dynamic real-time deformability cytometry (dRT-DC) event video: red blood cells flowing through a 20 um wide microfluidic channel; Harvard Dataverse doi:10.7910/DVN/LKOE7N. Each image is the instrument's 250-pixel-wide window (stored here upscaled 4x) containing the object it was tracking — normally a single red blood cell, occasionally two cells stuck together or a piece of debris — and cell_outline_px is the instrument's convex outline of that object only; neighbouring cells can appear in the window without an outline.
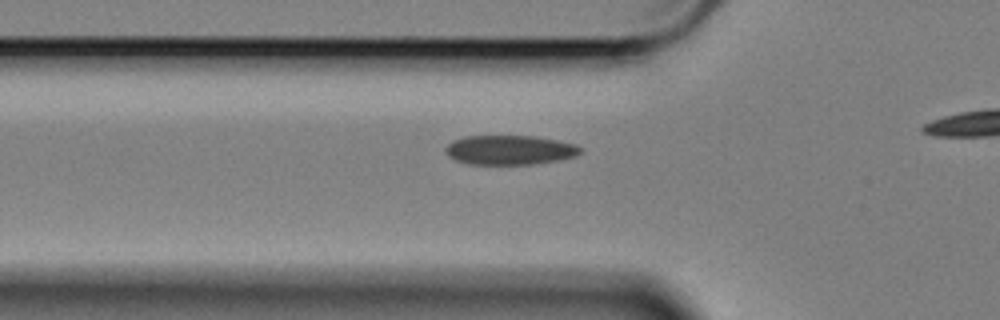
{"species": "Egyptian fruit bat (a non-hibernating species)", "species_latin": "Rousettus aegyptiacus", "temperature_condition": "cold", "stored_images_in_passage": 30, "camera_frame_rate_fps": 3000, "um_per_image_px": 0.085, "animal": {"sex": "female"}, "frame": {"image": 1, "passage_image": 2, "time_ms": 0.333, "image_size_px": [1000, 320], "cell_outline_px": [[580, 152], [576, 156], [560, 160], [532, 164], [468, 164], [456, 160], [448, 156], [444, 152], [444, 148], [452, 140], [464, 136], [536, 136], [556, 140], [572, 144], [580, 148]], "centroid_in_image_um": [43.26, 12.75], "position_along_channel_um": 82.5, "area_um2": 23.12}}
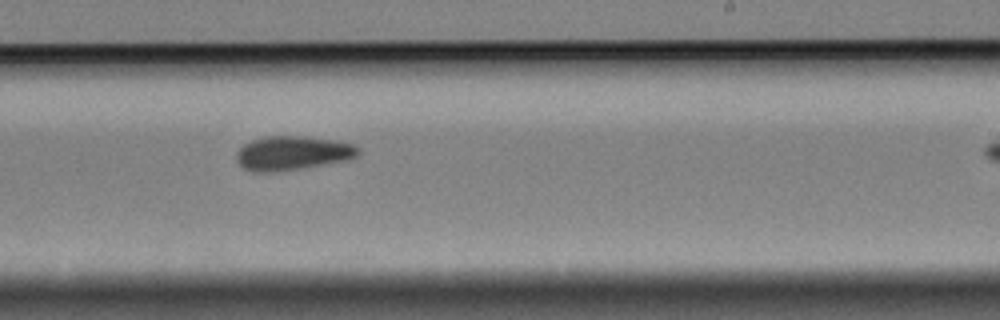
{"frame": {"image": 2, "passage_image": 18, "time_ms": 5.667, "image_size_px": [1000, 320], "cell_outline_px": [[360, 152], [356, 156], [348, 160], [304, 168], [272, 172], [252, 172], [244, 168], [236, 160], [236, 152], [244, 144], [252, 140], [264, 136], [304, 136], [332, 140], [352, 144], [360, 148]], "centroid_in_image_um": [24.85, 13.02], "position_along_channel_um": 264.2, "area_um2": 24.28}}
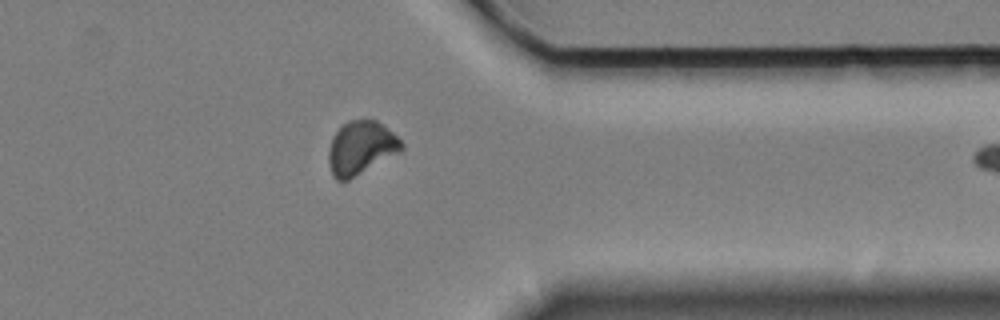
{"frame": {"image": 3, "passage_image": 29, "time_ms": 9.333, "image_size_px": [1000, 320], "cell_outline_px": [[404, 148], [400, 152], [348, 180], [336, 180], [332, 176], [328, 164], [328, 148], [332, 136], [348, 120], [360, 116], [364, 116], [376, 120], [392, 132], [404, 144]], "centroid_in_image_um": [30.65, 12.53], "position_along_channel_um": 380.7, "area_um2": 23.12}}